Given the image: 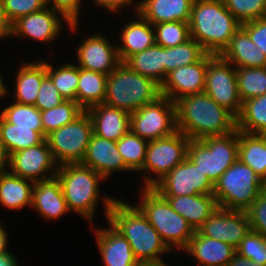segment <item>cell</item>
I'll return each instance as SVG.
<instances>
[{
	"mask_svg": "<svg viewBox=\"0 0 266 266\" xmlns=\"http://www.w3.org/2000/svg\"><path fill=\"white\" fill-rule=\"evenodd\" d=\"M175 104L177 130L190 140L224 136L237 130L236 116L205 92L184 96Z\"/></svg>",
	"mask_w": 266,
	"mask_h": 266,
	"instance_id": "cell-1",
	"label": "cell"
},
{
	"mask_svg": "<svg viewBox=\"0 0 266 266\" xmlns=\"http://www.w3.org/2000/svg\"><path fill=\"white\" fill-rule=\"evenodd\" d=\"M241 23L227 10L223 0H194L189 28L191 38L207 54L220 55Z\"/></svg>",
	"mask_w": 266,
	"mask_h": 266,
	"instance_id": "cell-2",
	"label": "cell"
},
{
	"mask_svg": "<svg viewBox=\"0 0 266 266\" xmlns=\"http://www.w3.org/2000/svg\"><path fill=\"white\" fill-rule=\"evenodd\" d=\"M107 221L128 240L138 261H160L161 254L170 251L135 205L117 199L110 207Z\"/></svg>",
	"mask_w": 266,
	"mask_h": 266,
	"instance_id": "cell-3",
	"label": "cell"
},
{
	"mask_svg": "<svg viewBox=\"0 0 266 266\" xmlns=\"http://www.w3.org/2000/svg\"><path fill=\"white\" fill-rule=\"evenodd\" d=\"M56 177L70 212L73 211L92 223L98 200L102 199L108 218L110 207L117 199L100 197V183L106 180L102 175L81 163H67L59 165Z\"/></svg>",
	"mask_w": 266,
	"mask_h": 266,
	"instance_id": "cell-4",
	"label": "cell"
},
{
	"mask_svg": "<svg viewBox=\"0 0 266 266\" xmlns=\"http://www.w3.org/2000/svg\"><path fill=\"white\" fill-rule=\"evenodd\" d=\"M161 96L160 84L120 63L107 77L104 104L131 114Z\"/></svg>",
	"mask_w": 266,
	"mask_h": 266,
	"instance_id": "cell-5",
	"label": "cell"
},
{
	"mask_svg": "<svg viewBox=\"0 0 266 266\" xmlns=\"http://www.w3.org/2000/svg\"><path fill=\"white\" fill-rule=\"evenodd\" d=\"M142 190L141 202L136 207L171 251L175 248L184 250L195 230L156 190L152 187H144Z\"/></svg>",
	"mask_w": 266,
	"mask_h": 266,
	"instance_id": "cell-6",
	"label": "cell"
},
{
	"mask_svg": "<svg viewBox=\"0 0 266 266\" xmlns=\"http://www.w3.org/2000/svg\"><path fill=\"white\" fill-rule=\"evenodd\" d=\"M265 188L260 176L237 159L214 184L213 196L220 208L245 211Z\"/></svg>",
	"mask_w": 266,
	"mask_h": 266,
	"instance_id": "cell-7",
	"label": "cell"
},
{
	"mask_svg": "<svg viewBox=\"0 0 266 266\" xmlns=\"http://www.w3.org/2000/svg\"><path fill=\"white\" fill-rule=\"evenodd\" d=\"M238 130L224 136L190 140L187 157L215 184L238 159Z\"/></svg>",
	"mask_w": 266,
	"mask_h": 266,
	"instance_id": "cell-8",
	"label": "cell"
},
{
	"mask_svg": "<svg viewBox=\"0 0 266 266\" xmlns=\"http://www.w3.org/2000/svg\"><path fill=\"white\" fill-rule=\"evenodd\" d=\"M93 134V123L87 111L73 122L52 131L46 140L58 165L81 163Z\"/></svg>",
	"mask_w": 266,
	"mask_h": 266,
	"instance_id": "cell-9",
	"label": "cell"
},
{
	"mask_svg": "<svg viewBox=\"0 0 266 266\" xmlns=\"http://www.w3.org/2000/svg\"><path fill=\"white\" fill-rule=\"evenodd\" d=\"M189 142L190 138L180 131H176L168 137L149 141L146 149V160L139 172L155 173L156 177H149V175L143 177L144 187H153L182 163L187 158Z\"/></svg>",
	"mask_w": 266,
	"mask_h": 266,
	"instance_id": "cell-10",
	"label": "cell"
},
{
	"mask_svg": "<svg viewBox=\"0 0 266 266\" xmlns=\"http://www.w3.org/2000/svg\"><path fill=\"white\" fill-rule=\"evenodd\" d=\"M130 131L148 142L174 134L178 131L175 102L161 96L131 113Z\"/></svg>",
	"mask_w": 266,
	"mask_h": 266,
	"instance_id": "cell-11",
	"label": "cell"
},
{
	"mask_svg": "<svg viewBox=\"0 0 266 266\" xmlns=\"http://www.w3.org/2000/svg\"><path fill=\"white\" fill-rule=\"evenodd\" d=\"M204 92L235 116L240 113L236 67L220 55L207 54Z\"/></svg>",
	"mask_w": 266,
	"mask_h": 266,
	"instance_id": "cell-12",
	"label": "cell"
},
{
	"mask_svg": "<svg viewBox=\"0 0 266 266\" xmlns=\"http://www.w3.org/2000/svg\"><path fill=\"white\" fill-rule=\"evenodd\" d=\"M161 196L213 195L214 184L188 157L153 187Z\"/></svg>",
	"mask_w": 266,
	"mask_h": 266,
	"instance_id": "cell-13",
	"label": "cell"
},
{
	"mask_svg": "<svg viewBox=\"0 0 266 266\" xmlns=\"http://www.w3.org/2000/svg\"><path fill=\"white\" fill-rule=\"evenodd\" d=\"M58 167L46 139L40 144L9 155V172L33 182L55 177ZM48 172L50 173L47 177L45 174Z\"/></svg>",
	"mask_w": 266,
	"mask_h": 266,
	"instance_id": "cell-14",
	"label": "cell"
},
{
	"mask_svg": "<svg viewBox=\"0 0 266 266\" xmlns=\"http://www.w3.org/2000/svg\"><path fill=\"white\" fill-rule=\"evenodd\" d=\"M63 19L71 31H76L79 23L70 24L59 12L46 6L39 11L22 16L13 22L11 37H29L41 43L53 42L61 33Z\"/></svg>",
	"mask_w": 266,
	"mask_h": 266,
	"instance_id": "cell-15",
	"label": "cell"
},
{
	"mask_svg": "<svg viewBox=\"0 0 266 266\" xmlns=\"http://www.w3.org/2000/svg\"><path fill=\"white\" fill-rule=\"evenodd\" d=\"M246 211L218 207L203 223L198 231L215 240L223 241L237 248L241 240L250 232Z\"/></svg>",
	"mask_w": 266,
	"mask_h": 266,
	"instance_id": "cell-16",
	"label": "cell"
},
{
	"mask_svg": "<svg viewBox=\"0 0 266 266\" xmlns=\"http://www.w3.org/2000/svg\"><path fill=\"white\" fill-rule=\"evenodd\" d=\"M206 69L207 53L198 62L172 70L161 84V95L176 102L184 96L204 92Z\"/></svg>",
	"mask_w": 266,
	"mask_h": 266,
	"instance_id": "cell-17",
	"label": "cell"
},
{
	"mask_svg": "<svg viewBox=\"0 0 266 266\" xmlns=\"http://www.w3.org/2000/svg\"><path fill=\"white\" fill-rule=\"evenodd\" d=\"M77 66L109 75L120 63L116 45L102 34H92L86 38L76 49Z\"/></svg>",
	"mask_w": 266,
	"mask_h": 266,
	"instance_id": "cell-18",
	"label": "cell"
},
{
	"mask_svg": "<svg viewBox=\"0 0 266 266\" xmlns=\"http://www.w3.org/2000/svg\"><path fill=\"white\" fill-rule=\"evenodd\" d=\"M81 164L98 172L105 179L109 178L112 172L131 171L118 151L117 142L99 137L94 133Z\"/></svg>",
	"mask_w": 266,
	"mask_h": 266,
	"instance_id": "cell-19",
	"label": "cell"
},
{
	"mask_svg": "<svg viewBox=\"0 0 266 266\" xmlns=\"http://www.w3.org/2000/svg\"><path fill=\"white\" fill-rule=\"evenodd\" d=\"M93 123V133L99 137L118 141L130 131V113L104 103L86 110Z\"/></svg>",
	"mask_w": 266,
	"mask_h": 266,
	"instance_id": "cell-20",
	"label": "cell"
},
{
	"mask_svg": "<svg viewBox=\"0 0 266 266\" xmlns=\"http://www.w3.org/2000/svg\"><path fill=\"white\" fill-rule=\"evenodd\" d=\"M32 209L45 219L55 220L70 213L57 177L34 182Z\"/></svg>",
	"mask_w": 266,
	"mask_h": 266,
	"instance_id": "cell-21",
	"label": "cell"
},
{
	"mask_svg": "<svg viewBox=\"0 0 266 266\" xmlns=\"http://www.w3.org/2000/svg\"><path fill=\"white\" fill-rule=\"evenodd\" d=\"M109 228L96 229L95 236L105 266H135L138 260L128 240L110 224Z\"/></svg>",
	"mask_w": 266,
	"mask_h": 266,
	"instance_id": "cell-22",
	"label": "cell"
},
{
	"mask_svg": "<svg viewBox=\"0 0 266 266\" xmlns=\"http://www.w3.org/2000/svg\"><path fill=\"white\" fill-rule=\"evenodd\" d=\"M184 251L192 255L198 265L227 266L236 248L223 241L203 236L196 230Z\"/></svg>",
	"mask_w": 266,
	"mask_h": 266,
	"instance_id": "cell-23",
	"label": "cell"
},
{
	"mask_svg": "<svg viewBox=\"0 0 266 266\" xmlns=\"http://www.w3.org/2000/svg\"><path fill=\"white\" fill-rule=\"evenodd\" d=\"M194 0H140L138 14L152 25L190 20Z\"/></svg>",
	"mask_w": 266,
	"mask_h": 266,
	"instance_id": "cell-24",
	"label": "cell"
},
{
	"mask_svg": "<svg viewBox=\"0 0 266 266\" xmlns=\"http://www.w3.org/2000/svg\"><path fill=\"white\" fill-rule=\"evenodd\" d=\"M136 15L139 19L125 24L120 37L122 44L116 45L121 63H124L133 54L142 52L156 44L153 25L140 14Z\"/></svg>",
	"mask_w": 266,
	"mask_h": 266,
	"instance_id": "cell-25",
	"label": "cell"
},
{
	"mask_svg": "<svg viewBox=\"0 0 266 266\" xmlns=\"http://www.w3.org/2000/svg\"><path fill=\"white\" fill-rule=\"evenodd\" d=\"M167 199L172 209L184 217L196 231L218 208L213 195L162 196Z\"/></svg>",
	"mask_w": 266,
	"mask_h": 266,
	"instance_id": "cell-26",
	"label": "cell"
},
{
	"mask_svg": "<svg viewBox=\"0 0 266 266\" xmlns=\"http://www.w3.org/2000/svg\"><path fill=\"white\" fill-rule=\"evenodd\" d=\"M220 56L236 68L266 67L265 53L253 43L242 27L236 31Z\"/></svg>",
	"mask_w": 266,
	"mask_h": 266,
	"instance_id": "cell-27",
	"label": "cell"
},
{
	"mask_svg": "<svg viewBox=\"0 0 266 266\" xmlns=\"http://www.w3.org/2000/svg\"><path fill=\"white\" fill-rule=\"evenodd\" d=\"M15 84V102L35 105L43 78L47 75V62L23 63L17 72Z\"/></svg>",
	"mask_w": 266,
	"mask_h": 266,
	"instance_id": "cell-28",
	"label": "cell"
},
{
	"mask_svg": "<svg viewBox=\"0 0 266 266\" xmlns=\"http://www.w3.org/2000/svg\"><path fill=\"white\" fill-rule=\"evenodd\" d=\"M34 182L9 171L0 172V204L10 210L32 206Z\"/></svg>",
	"mask_w": 266,
	"mask_h": 266,
	"instance_id": "cell-29",
	"label": "cell"
},
{
	"mask_svg": "<svg viewBox=\"0 0 266 266\" xmlns=\"http://www.w3.org/2000/svg\"><path fill=\"white\" fill-rule=\"evenodd\" d=\"M238 159L251 167L266 183V135L238 130Z\"/></svg>",
	"mask_w": 266,
	"mask_h": 266,
	"instance_id": "cell-30",
	"label": "cell"
},
{
	"mask_svg": "<svg viewBox=\"0 0 266 266\" xmlns=\"http://www.w3.org/2000/svg\"><path fill=\"white\" fill-rule=\"evenodd\" d=\"M132 71L150 77L158 84L165 81V48L153 45L130 56L124 62Z\"/></svg>",
	"mask_w": 266,
	"mask_h": 266,
	"instance_id": "cell-31",
	"label": "cell"
},
{
	"mask_svg": "<svg viewBox=\"0 0 266 266\" xmlns=\"http://www.w3.org/2000/svg\"><path fill=\"white\" fill-rule=\"evenodd\" d=\"M108 75L79 67L76 102L86 111L104 103Z\"/></svg>",
	"mask_w": 266,
	"mask_h": 266,
	"instance_id": "cell-32",
	"label": "cell"
},
{
	"mask_svg": "<svg viewBox=\"0 0 266 266\" xmlns=\"http://www.w3.org/2000/svg\"><path fill=\"white\" fill-rule=\"evenodd\" d=\"M236 128L248 134L266 135V94L242 102Z\"/></svg>",
	"mask_w": 266,
	"mask_h": 266,
	"instance_id": "cell-33",
	"label": "cell"
},
{
	"mask_svg": "<svg viewBox=\"0 0 266 266\" xmlns=\"http://www.w3.org/2000/svg\"><path fill=\"white\" fill-rule=\"evenodd\" d=\"M0 140L8 155L42 143L45 138L32 128L16 127L0 116Z\"/></svg>",
	"mask_w": 266,
	"mask_h": 266,
	"instance_id": "cell-34",
	"label": "cell"
},
{
	"mask_svg": "<svg viewBox=\"0 0 266 266\" xmlns=\"http://www.w3.org/2000/svg\"><path fill=\"white\" fill-rule=\"evenodd\" d=\"M85 110L73 100H64L60 105L41 111L44 138L52 131L73 122Z\"/></svg>",
	"mask_w": 266,
	"mask_h": 266,
	"instance_id": "cell-35",
	"label": "cell"
},
{
	"mask_svg": "<svg viewBox=\"0 0 266 266\" xmlns=\"http://www.w3.org/2000/svg\"><path fill=\"white\" fill-rule=\"evenodd\" d=\"M236 73L242 102L266 94V67H240Z\"/></svg>",
	"mask_w": 266,
	"mask_h": 266,
	"instance_id": "cell-36",
	"label": "cell"
},
{
	"mask_svg": "<svg viewBox=\"0 0 266 266\" xmlns=\"http://www.w3.org/2000/svg\"><path fill=\"white\" fill-rule=\"evenodd\" d=\"M205 54L202 46L192 38L175 47L165 48V79L172 70L198 62Z\"/></svg>",
	"mask_w": 266,
	"mask_h": 266,
	"instance_id": "cell-37",
	"label": "cell"
},
{
	"mask_svg": "<svg viewBox=\"0 0 266 266\" xmlns=\"http://www.w3.org/2000/svg\"><path fill=\"white\" fill-rule=\"evenodd\" d=\"M0 116L16 127L32 128L44 137L41 111L35 105H24L17 102L4 107Z\"/></svg>",
	"mask_w": 266,
	"mask_h": 266,
	"instance_id": "cell-38",
	"label": "cell"
},
{
	"mask_svg": "<svg viewBox=\"0 0 266 266\" xmlns=\"http://www.w3.org/2000/svg\"><path fill=\"white\" fill-rule=\"evenodd\" d=\"M47 76L52 80L60 95L65 100L76 101L79 81V67L76 64H65L55 68L47 63Z\"/></svg>",
	"mask_w": 266,
	"mask_h": 266,
	"instance_id": "cell-39",
	"label": "cell"
},
{
	"mask_svg": "<svg viewBox=\"0 0 266 266\" xmlns=\"http://www.w3.org/2000/svg\"><path fill=\"white\" fill-rule=\"evenodd\" d=\"M148 141L129 131L117 141L125 165L133 172H139L146 160V149Z\"/></svg>",
	"mask_w": 266,
	"mask_h": 266,
	"instance_id": "cell-40",
	"label": "cell"
},
{
	"mask_svg": "<svg viewBox=\"0 0 266 266\" xmlns=\"http://www.w3.org/2000/svg\"><path fill=\"white\" fill-rule=\"evenodd\" d=\"M156 45L175 47L191 39L188 22L173 21L153 25Z\"/></svg>",
	"mask_w": 266,
	"mask_h": 266,
	"instance_id": "cell-41",
	"label": "cell"
},
{
	"mask_svg": "<svg viewBox=\"0 0 266 266\" xmlns=\"http://www.w3.org/2000/svg\"><path fill=\"white\" fill-rule=\"evenodd\" d=\"M227 10L242 24L265 17L266 0H223Z\"/></svg>",
	"mask_w": 266,
	"mask_h": 266,
	"instance_id": "cell-42",
	"label": "cell"
},
{
	"mask_svg": "<svg viewBox=\"0 0 266 266\" xmlns=\"http://www.w3.org/2000/svg\"><path fill=\"white\" fill-rule=\"evenodd\" d=\"M236 252L259 265L266 266V237L250 230L241 240Z\"/></svg>",
	"mask_w": 266,
	"mask_h": 266,
	"instance_id": "cell-43",
	"label": "cell"
},
{
	"mask_svg": "<svg viewBox=\"0 0 266 266\" xmlns=\"http://www.w3.org/2000/svg\"><path fill=\"white\" fill-rule=\"evenodd\" d=\"M8 20L13 23L18 18L39 11L47 6L46 0H3Z\"/></svg>",
	"mask_w": 266,
	"mask_h": 266,
	"instance_id": "cell-44",
	"label": "cell"
},
{
	"mask_svg": "<svg viewBox=\"0 0 266 266\" xmlns=\"http://www.w3.org/2000/svg\"><path fill=\"white\" fill-rule=\"evenodd\" d=\"M245 211L251 230L266 237V188Z\"/></svg>",
	"mask_w": 266,
	"mask_h": 266,
	"instance_id": "cell-45",
	"label": "cell"
},
{
	"mask_svg": "<svg viewBox=\"0 0 266 266\" xmlns=\"http://www.w3.org/2000/svg\"><path fill=\"white\" fill-rule=\"evenodd\" d=\"M65 99L60 95L52 80L46 75L39 88L35 106L40 111L49 110L60 105Z\"/></svg>",
	"mask_w": 266,
	"mask_h": 266,
	"instance_id": "cell-46",
	"label": "cell"
},
{
	"mask_svg": "<svg viewBox=\"0 0 266 266\" xmlns=\"http://www.w3.org/2000/svg\"><path fill=\"white\" fill-rule=\"evenodd\" d=\"M82 0H46L47 6L59 12L70 24L78 23Z\"/></svg>",
	"mask_w": 266,
	"mask_h": 266,
	"instance_id": "cell-47",
	"label": "cell"
},
{
	"mask_svg": "<svg viewBox=\"0 0 266 266\" xmlns=\"http://www.w3.org/2000/svg\"><path fill=\"white\" fill-rule=\"evenodd\" d=\"M241 27L266 55V17L242 23Z\"/></svg>",
	"mask_w": 266,
	"mask_h": 266,
	"instance_id": "cell-48",
	"label": "cell"
},
{
	"mask_svg": "<svg viewBox=\"0 0 266 266\" xmlns=\"http://www.w3.org/2000/svg\"><path fill=\"white\" fill-rule=\"evenodd\" d=\"M96 4V6L99 5L101 8H105V10H110V12H119V10L123 9L124 7L129 6V5H134L135 10L138 12L139 9V2L134 3L135 0H93Z\"/></svg>",
	"mask_w": 266,
	"mask_h": 266,
	"instance_id": "cell-49",
	"label": "cell"
},
{
	"mask_svg": "<svg viewBox=\"0 0 266 266\" xmlns=\"http://www.w3.org/2000/svg\"><path fill=\"white\" fill-rule=\"evenodd\" d=\"M12 33V23L8 20L5 9L3 6V0H0V39L10 37Z\"/></svg>",
	"mask_w": 266,
	"mask_h": 266,
	"instance_id": "cell-50",
	"label": "cell"
},
{
	"mask_svg": "<svg viewBox=\"0 0 266 266\" xmlns=\"http://www.w3.org/2000/svg\"><path fill=\"white\" fill-rule=\"evenodd\" d=\"M227 266H262V265H259L258 263H255L252 260L243 257L238 252H235Z\"/></svg>",
	"mask_w": 266,
	"mask_h": 266,
	"instance_id": "cell-51",
	"label": "cell"
},
{
	"mask_svg": "<svg viewBox=\"0 0 266 266\" xmlns=\"http://www.w3.org/2000/svg\"><path fill=\"white\" fill-rule=\"evenodd\" d=\"M17 259L9 250L0 254V266H17Z\"/></svg>",
	"mask_w": 266,
	"mask_h": 266,
	"instance_id": "cell-52",
	"label": "cell"
},
{
	"mask_svg": "<svg viewBox=\"0 0 266 266\" xmlns=\"http://www.w3.org/2000/svg\"><path fill=\"white\" fill-rule=\"evenodd\" d=\"M9 166V155L4 147V144L0 140V172L8 171L6 167Z\"/></svg>",
	"mask_w": 266,
	"mask_h": 266,
	"instance_id": "cell-53",
	"label": "cell"
},
{
	"mask_svg": "<svg viewBox=\"0 0 266 266\" xmlns=\"http://www.w3.org/2000/svg\"><path fill=\"white\" fill-rule=\"evenodd\" d=\"M7 242V233L4 230L3 225L0 224V254L8 250L6 247L8 245Z\"/></svg>",
	"mask_w": 266,
	"mask_h": 266,
	"instance_id": "cell-54",
	"label": "cell"
},
{
	"mask_svg": "<svg viewBox=\"0 0 266 266\" xmlns=\"http://www.w3.org/2000/svg\"><path fill=\"white\" fill-rule=\"evenodd\" d=\"M135 266H167L164 260L160 261H138Z\"/></svg>",
	"mask_w": 266,
	"mask_h": 266,
	"instance_id": "cell-55",
	"label": "cell"
},
{
	"mask_svg": "<svg viewBox=\"0 0 266 266\" xmlns=\"http://www.w3.org/2000/svg\"><path fill=\"white\" fill-rule=\"evenodd\" d=\"M3 79L2 76L0 74V98H3L7 95V93L9 92L7 89V86H5V83H3Z\"/></svg>",
	"mask_w": 266,
	"mask_h": 266,
	"instance_id": "cell-56",
	"label": "cell"
}]
</instances>
